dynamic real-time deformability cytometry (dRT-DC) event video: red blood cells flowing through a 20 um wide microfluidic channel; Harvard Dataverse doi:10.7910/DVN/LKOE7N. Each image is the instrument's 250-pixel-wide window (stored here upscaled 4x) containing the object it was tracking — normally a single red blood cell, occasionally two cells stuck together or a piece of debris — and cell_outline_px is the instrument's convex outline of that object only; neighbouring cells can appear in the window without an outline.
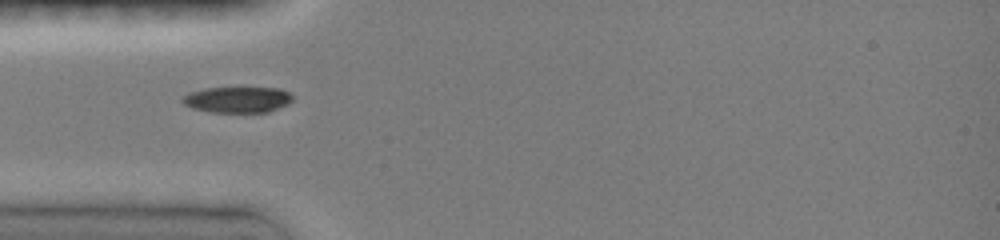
{"species": "common noctule bat (a hibernating species)", "species_latin": "Nyctalus noctula", "temperature_condition": "room temperature", "stored_images_in_passage": 5, "camera_frame_rate_fps": 3000, "um_per_image_px": 0.085, "animal": {"sex": "female", "body_mass_g": 19.0, "forearm_length_mm": 51.5}, "frame": {"image": 1, "passage_image": 1, "time_ms": 0.0, "image_size_px": [1000, 240], "cell_outline_px": [[292, 100], [288, 104], [268, 112], [212, 112], [192, 108], [184, 104], [180, 100], [188, 92], [204, 88], [280, 88], [288, 92], [292, 96]], "centroid_in_image_um": [20.16, 8.47], "position_along_channel_um": 64.8, "area_um2": 16.65}}
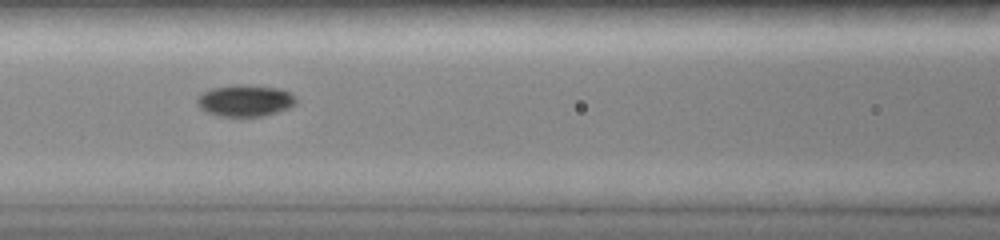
{"frame": {"image": 2, "passage_image": 4, "time_ms": 2.0, "image_size_px": [1000, 240], "cell_outline_px": [[296, 104], [288, 108], [264, 116], [240, 120], [220, 116], [208, 112], [200, 108], [196, 104], [196, 96], [200, 92], [212, 88], [236, 84], [248, 84], [280, 88], [296, 96]], "centroid_in_image_um": [20.8, 8.58], "position_along_channel_um": 145.8, "area_um2": 19.13}}